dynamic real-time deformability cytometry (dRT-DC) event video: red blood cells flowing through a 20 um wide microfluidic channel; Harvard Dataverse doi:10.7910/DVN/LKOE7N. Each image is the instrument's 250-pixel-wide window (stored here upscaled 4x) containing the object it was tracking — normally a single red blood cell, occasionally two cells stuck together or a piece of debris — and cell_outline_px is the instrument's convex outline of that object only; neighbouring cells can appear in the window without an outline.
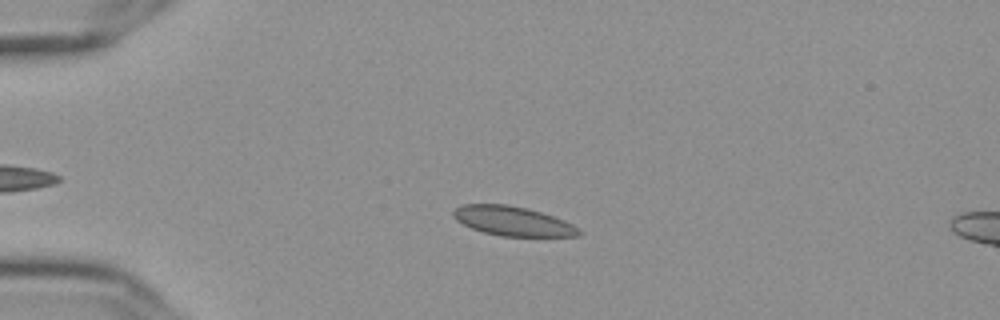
{"species": "Egyptian fruit bat (a non-hibernating species)", "species_latin": "Rousettus aegyptiacus", "temperature_condition": "cold", "stored_images_in_passage": 50, "camera_frame_rate_fps": 3000, "um_per_image_px": 0.085, "frame": {"image": 1, "passage_image": 13, "time_ms": 4.0, "image_size_px": [1000, 320], "cell_outline_px": [[584, 232], [580, 236], [500, 236], [484, 232], [472, 228], [456, 220], [452, 216], [452, 212], [456, 208], [464, 204], [508, 204], [528, 208], [564, 220], [580, 228]], "centroid_in_image_um": [43.61, 18.79], "position_along_channel_um": 41.4, "area_um2": 21.56}}
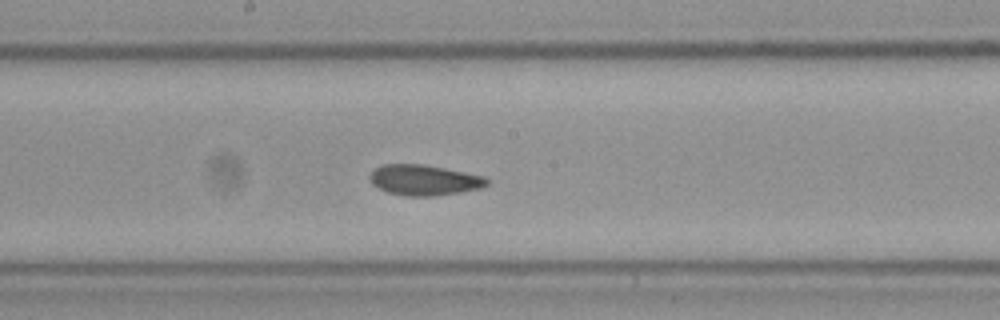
{"frame": {"image": 2, "passage_image": 30, "time_ms": 9.667, "image_size_px": [1000, 320], "cell_outline_px": [[488, 184], [480, 188], [460, 192], [432, 196], [404, 196], [388, 192], [372, 184], [368, 180], [368, 176], [376, 168], [384, 164], [420, 164], [444, 168], [484, 176], [488, 180]], "centroid_in_image_um": [36.02, 15.31], "position_along_channel_um": 212.2, "area_um2": 20.69}}
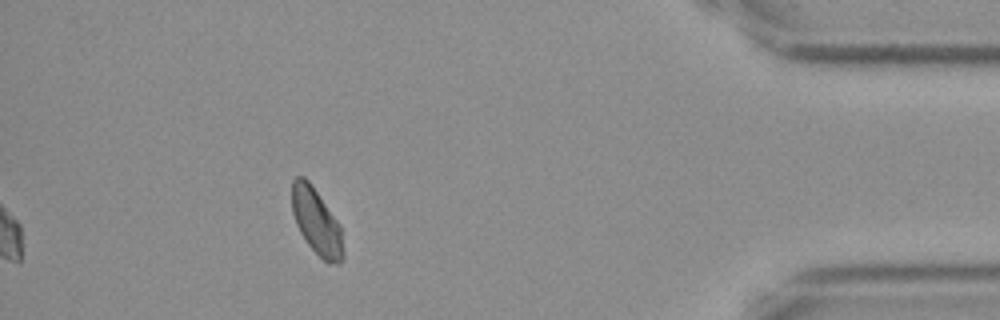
{"frame": {"image": 3, "passage_image": 50, "time_ms": 16.333, "image_size_px": [1000, 320], "cell_outline_px": [[344, 256], [340, 264], [328, 264], [308, 244], [300, 232], [296, 224], [292, 212], [292, 180], [296, 176], [304, 176], [308, 180], [340, 224], [344, 252]], "centroid_in_image_um": [26.91, 18.85], "position_along_channel_um": 408.3, "area_um2": 19.71}, "authors_computed_cell_mechanics": {"area_um2": 20.8947, "velocity_mm_per_s": 3.6305, "shape_relaxation_time_tau1_ms": null, "shape_relaxation_time_tau2_ms": 2.5638, "deformation_change_tau1": null, "deformation_change_tau2": 0.0546}}